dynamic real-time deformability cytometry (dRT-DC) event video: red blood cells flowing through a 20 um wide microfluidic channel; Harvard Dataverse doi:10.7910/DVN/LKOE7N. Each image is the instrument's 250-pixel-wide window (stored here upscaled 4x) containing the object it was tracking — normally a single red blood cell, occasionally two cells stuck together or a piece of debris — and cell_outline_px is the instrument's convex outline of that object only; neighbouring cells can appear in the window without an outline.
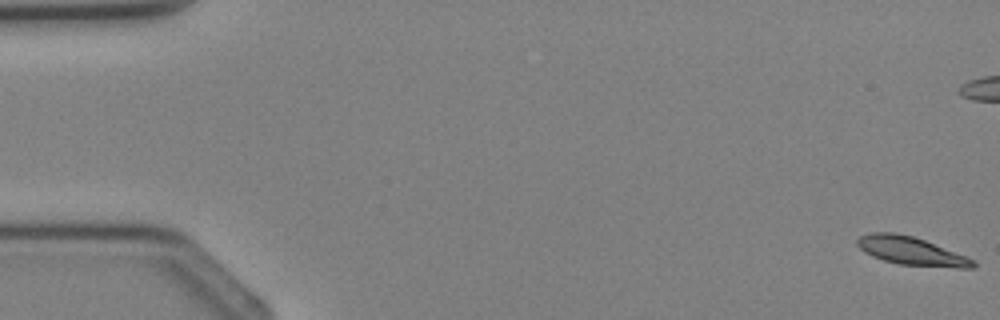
{"species": "Egyptian fruit bat (a non-hibernating species)", "species_latin": "Rousettus aegyptiacus", "temperature_condition": "cold", "stored_images_in_passage": 5, "camera_frame_rate_fps": 3000, "um_per_image_px": 0.085, "animal": {"sex": "female"}, "frame": {"image": 1, "passage_image": 1, "time_ms": 0.0, "image_size_px": [1000, 320], "cell_outline_px": [[976, 264], [972, 268], [956, 268], [900, 264], [884, 260], [872, 256], [864, 252], [856, 244], [856, 240], [860, 236], [868, 232], [896, 232], [912, 236], [924, 240], [976, 260]], "centroid_in_image_um": [77.43, 21.32], "position_along_channel_um": 7.6, "area_um2": 19.02}}
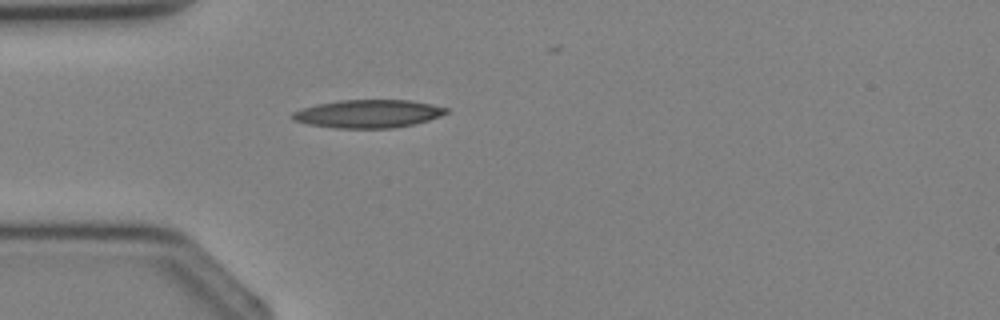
{"frame": {"image": 2, "passage_image": 5, "time_ms": 5.333, "image_size_px": [1000, 320], "cell_outline_px": [[448, 112], [440, 116], [428, 120], [412, 124], [392, 128], [336, 128], [308, 124], [292, 120], [288, 116], [292, 112], [304, 108], [320, 104], [340, 100], [412, 100], [432, 104], [448, 108]], "centroid_in_image_um": [31.28, 9.67], "position_along_channel_um": 53.7, "area_um2": 25.09}}